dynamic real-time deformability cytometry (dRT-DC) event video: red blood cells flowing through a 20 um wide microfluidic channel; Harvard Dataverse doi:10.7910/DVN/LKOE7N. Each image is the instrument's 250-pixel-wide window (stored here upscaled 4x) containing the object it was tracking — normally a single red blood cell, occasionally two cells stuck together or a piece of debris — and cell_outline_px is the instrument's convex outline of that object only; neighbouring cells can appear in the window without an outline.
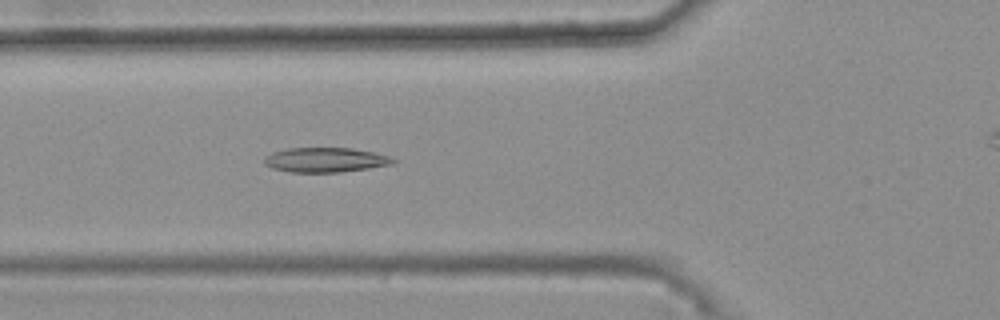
{"species": "common noctule bat (a hibernating species)", "species_latin": "Nyctalus noctula", "temperature_condition": "warm", "stored_images_in_passage": 35, "camera_frame_rate_fps": 3000, "um_per_image_px": 0.085, "animal": {"sex": "female", "body_mass_g": 25.1}, "frame": {"image": 1, "passage_image": 6, "time_ms": 1.667, "image_size_px": [1000, 320], "cell_outline_px": [[396, 164], [340, 172], [292, 172], [272, 168], [264, 164], [264, 156], [272, 152], [288, 148], [352, 148], [392, 156], [396, 160]], "centroid_in_image_um": [27.68, 13.59], "position_along_channel_um": 98.1, "area_um2": 18.61}}
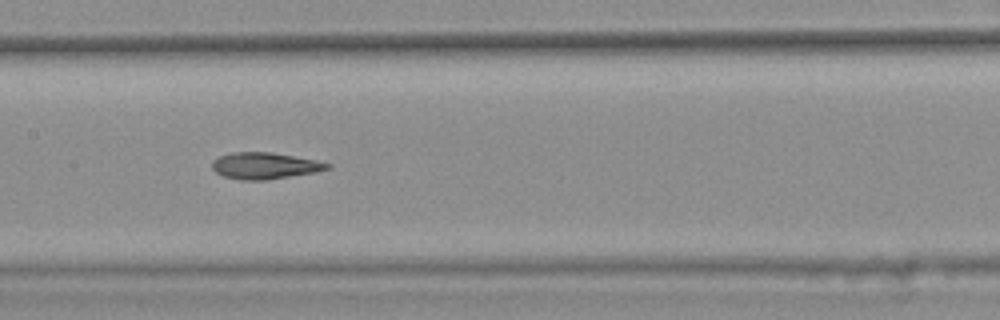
{"frame": {"image": 2, "passage_image": 13, "time_ms": 4.0, "image_size_px": [1000, 320], "cell_outline_px": [[332, 168], [316, 172], [264, 180], [240, 180], [224, 176], [216, 172], [212, 168], [212, 160], [220, 156], [232, 152], [272, 152], [332, 164]], "centroid_in_image_um": [22.48, 14.09], "position_along_channel_um": 184.9, "area_um2": 17.63}}
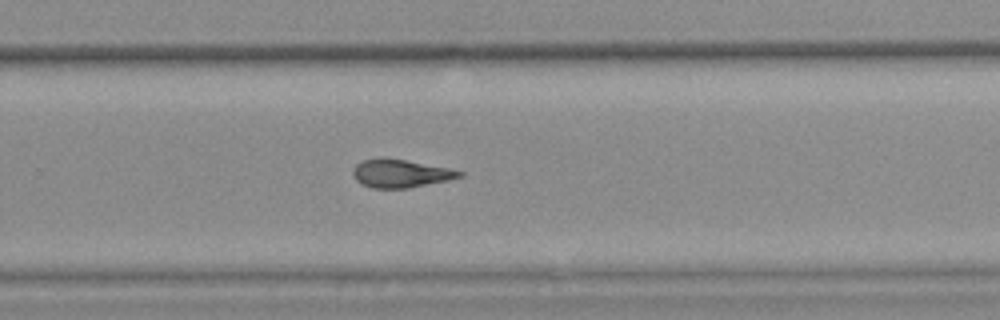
{"frame": {"image": 3, "passage_image": 22, "time_ms": 7.0, "image_size_px": [1000, 320], "cell_outline_px": [[464, 176], [448, 180], [408, 188], [372, 188], [356, 180], [352, 172], [352, 168], [356, 164], [364, 160], [380, 156], [404, 160], [448, 168], [464, 172]], "centroid_in_image_um": [34.02, 14.73], "position_along_channel_um": 295.8, "area_um2": 17.4}}